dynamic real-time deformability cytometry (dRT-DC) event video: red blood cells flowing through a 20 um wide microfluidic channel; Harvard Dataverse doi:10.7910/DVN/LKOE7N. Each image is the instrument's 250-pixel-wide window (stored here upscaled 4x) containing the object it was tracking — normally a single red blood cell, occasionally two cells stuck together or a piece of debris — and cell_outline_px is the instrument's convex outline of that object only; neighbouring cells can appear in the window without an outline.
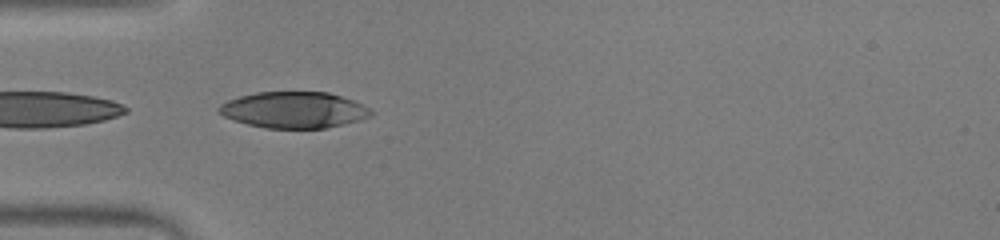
{"species": "human", "species_latin": "Homo sapiens", "temperature_condition": "warm", "stored_images_in_passage": 5, "camera_frame_rate_fps": 3000, "um_per_image_px": 0.085, "donor": {"sex": "male"}, "frame": {"image": 1, "passage_image": 1, "time_ms": 0.0, "image_size_px": [1000, 240], "cell_outline_px": [[372, 116], [360, 120], [324, 128], [268, 128], [248, 124], [224, 116], [216, 108], [220, 104], [228, 100], [240, 96], [256, 92], [328, 92], [352, 100], [368, 108], [372, 112]], "centroid_in_image_um": [24.97, 9.34], "position_along_channel_um": 60.0, "area_um2": 31.73}}